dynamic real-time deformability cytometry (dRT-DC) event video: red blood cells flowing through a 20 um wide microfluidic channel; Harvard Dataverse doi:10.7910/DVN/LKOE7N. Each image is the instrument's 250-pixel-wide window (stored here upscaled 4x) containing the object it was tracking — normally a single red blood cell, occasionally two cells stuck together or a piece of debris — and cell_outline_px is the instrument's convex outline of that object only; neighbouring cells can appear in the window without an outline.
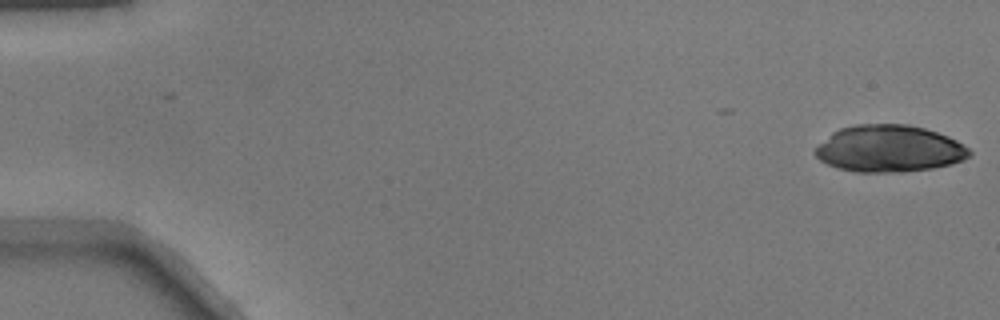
{"species": "common noctule bat (a hibernating species)", "species_latin": "Nyctalus noctula", "temperature_condition": "warm", "stored_images_in_passage": 9, "camera_frame_rate_fps": 3000, "um_per_image_px": 0.085, "animal": {"sex": "male", "body_mass_g": 17.9}, "frame": {"image": 1, "passage_image": 1, "time_ms": 0.0, "image_size_px": [1000, 320], "cell_outline_px": [[972, 156], [964, 160], [952, 164], [932, 168], [904, 172], [856, 172], [836, 168], [820, 160], [812, 152], [832, 132], [840, 128], [856, 124], [908, 124], [924, 128], [948, 136], [956, 140], [968, 148], [972, 152]], "centroid_in_image_um": [75.59, 12.64], "position_along_channel_um": 9.4, "area_um2": 42.31}}